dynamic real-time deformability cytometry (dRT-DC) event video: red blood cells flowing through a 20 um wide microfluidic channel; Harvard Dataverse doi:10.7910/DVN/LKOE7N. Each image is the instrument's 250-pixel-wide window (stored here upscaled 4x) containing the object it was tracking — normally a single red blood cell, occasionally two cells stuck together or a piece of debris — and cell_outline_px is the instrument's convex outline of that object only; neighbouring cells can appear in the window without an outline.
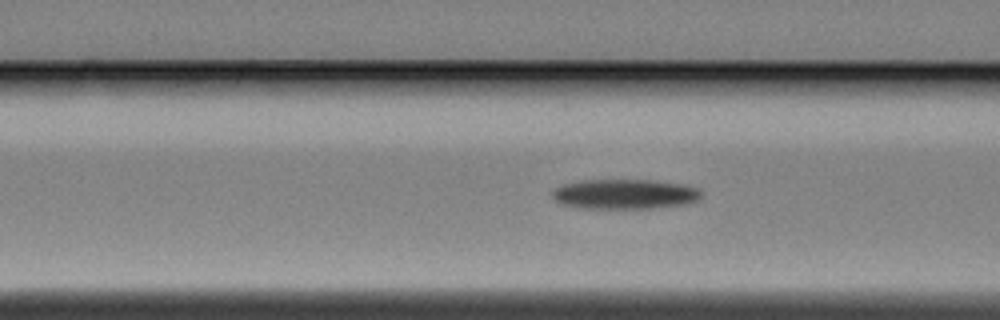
{"species": "Egyptian fruit bat (a non-hibernating species)", "species_latin": "Rousettus aegyptiacus", "temperature_condition": "cold", "stored_images_in_passage": 42, "camera_frame_rate_fps": 3000, "um_per_image_px": 0.085, "animal": {"sex": "female"}, "frame": {"image": 1, "passage_image": 18, "time_ms": 5.667, "image_size_px": [1000, 320], "cell_outline_px": [[700, 196], [696, 200], [684, 204], [652, 208], [580, 208], [560, 204], [552, 196], [552, 192], [556, 188], [564, 184], [580, 180], [652, 180], [684, 184], [696, 188], [700, 192]], "centroid_in_image_um": [53.06, 16.49], "position_along_channel_um": 113.5, "area_um2": 25.78}}
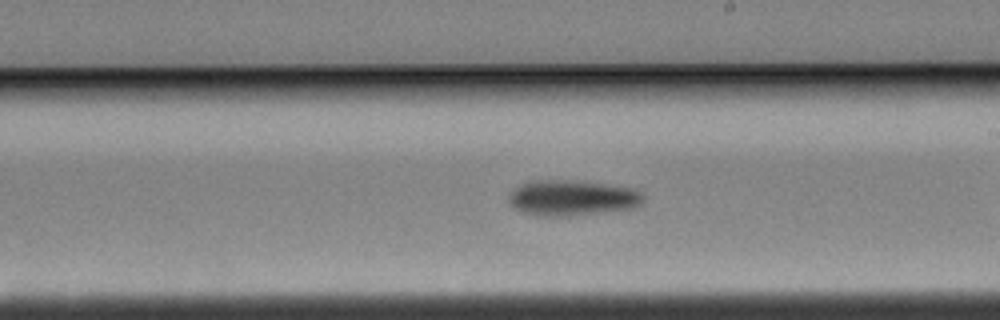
{"frame": {"image": 2, "passage_image": 29, "time_ms": 9.333, "image_size_px": [1000, 320], "cell_outline_px": [[644, 200], [636, 208], [608, 212], [568, 216], [540, 216], [524, 212], [516, 208], [508, 200], [508, 196], [520, 184], [528, 180], [568, 180], [604, 184], [636, 188], [644, 196]], "centroid_in_image_um": [48.68, 16.82], "position_along_channel_um": 240.3, "area_um2": 28.03}}
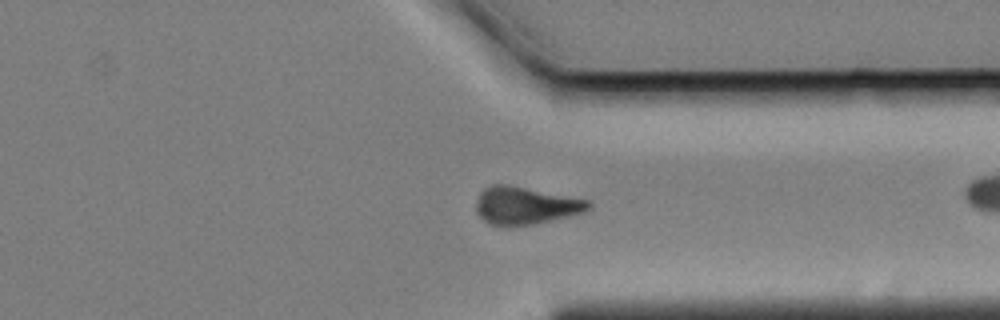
{"frame": {"image": 3, "passage_image": 40, "time_ms": 13.0, "image_size_px": [1000, 320], "cell_outline_px": [[592, 204], [584, 212], [568, 216], [532, 224], [512, 228], [500, 228], [484, 220], [476, 212], [476, 200], [480, 192], [484, 188], [492, 184], [508, 184], [588, 200]], "centroid_in_image_um": [44.6, 17.49], "position_along_channel_um": 366.8, "area_um2": 24.8}}